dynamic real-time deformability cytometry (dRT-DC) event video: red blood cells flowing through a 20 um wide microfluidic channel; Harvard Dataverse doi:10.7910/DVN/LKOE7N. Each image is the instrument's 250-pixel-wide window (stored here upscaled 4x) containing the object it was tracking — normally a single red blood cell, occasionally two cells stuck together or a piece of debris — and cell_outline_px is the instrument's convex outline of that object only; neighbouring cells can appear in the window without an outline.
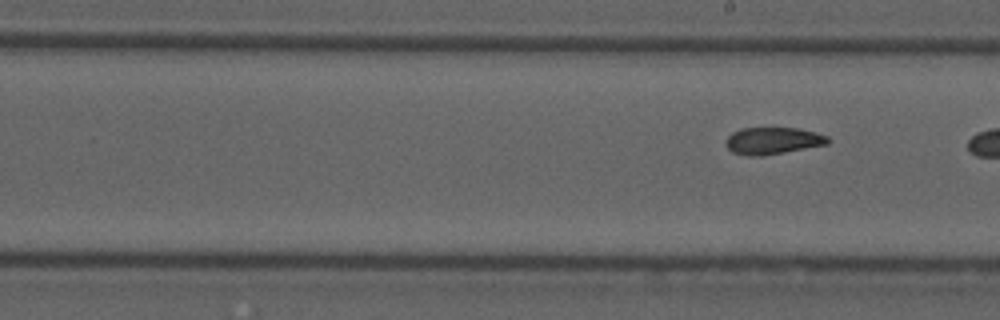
{"species": "common noctule bat (a hibernating species)", "species_latin": "Nyctalus noctula", "temperature_condition": "cold", "stored_images_in_passage": 7, "camera_frame_rate_fps": 3000, "um_per_image_px": 0.085, "animal": {"sex": "male", "forearm_length_mm": 52.5}, "frame": {"image": 1, "passage_image": 7, "time_ms": 8.0, "image_size_px": [1000, 320], "cell_outline_px": [[832, 140], [828, 144], [760, 156], [748, 156], [732, 152], [724, 144], [728, 136], [732, 132], [740, 128], [800, 128], [816, 132], [828, 136]], "centroid_in_image_um": [65.69, 11.95], "position_along_channel_um": 223.3, "area_um2": 16.13}}